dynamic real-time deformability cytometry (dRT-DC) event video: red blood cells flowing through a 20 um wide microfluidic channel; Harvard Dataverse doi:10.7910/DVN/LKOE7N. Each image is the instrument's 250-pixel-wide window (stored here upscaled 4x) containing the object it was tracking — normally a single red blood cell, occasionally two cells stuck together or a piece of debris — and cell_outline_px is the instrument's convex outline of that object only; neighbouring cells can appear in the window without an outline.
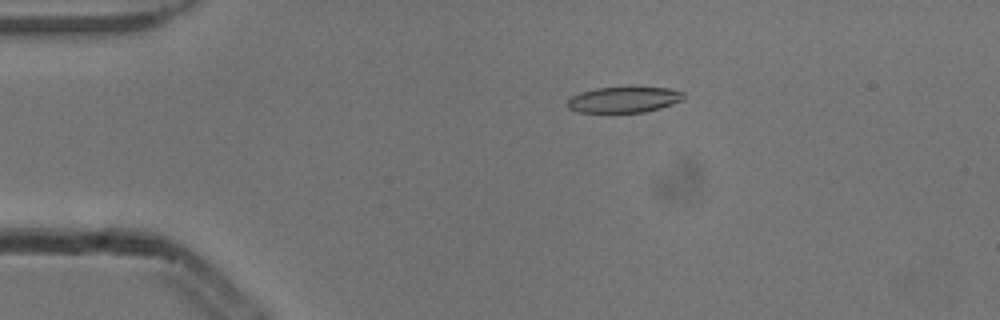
{"species": "common noctule bat (a hibernating species)", "species_latin": "Nyctalus noctula", "temperature_condition": "cold", "stored_images_in_passage": 2, "camera_frame_rate_fps": 3000, "um_per_image_px": 0.085, "animal": {"sex": "male", "body_mass_g": 13.3}, "frame": {"image": 1, "passage_image": 1, "time_ms": 0.0, "image_size_px": [1000, 320], "cell_outline_px": [[684, 100], [660, 108], [644, 112], [576, 112], [568, 108], [564, 104], [572, 96], [580, 92], [596, 88], [668, 88], [684, 92]], "centroid_in_image_um": [53.0, 8.48], "position_along_channel_um": 32.0, "area_um2": 17.4}}